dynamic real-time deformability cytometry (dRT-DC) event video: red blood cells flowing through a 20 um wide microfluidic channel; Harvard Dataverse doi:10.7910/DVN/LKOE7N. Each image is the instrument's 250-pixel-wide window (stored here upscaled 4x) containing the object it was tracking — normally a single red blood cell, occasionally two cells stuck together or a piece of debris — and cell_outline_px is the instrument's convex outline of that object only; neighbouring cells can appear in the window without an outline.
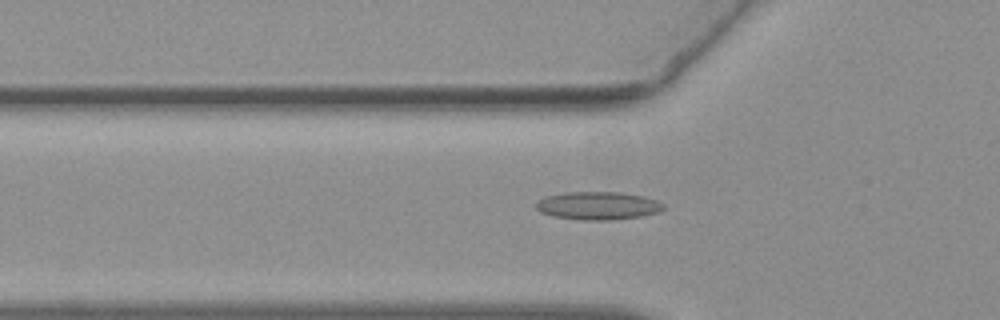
{"species": "common noctule bat (a hibernating species)", "species_latin": "Nyctalus noctula", "temperature_condition": "warm", "stored_images_in_passage": 48, "camera_frame_rate_fps": 3000, "um_per_image_px": 0.085, "animal": {"sex": "female", "body_mass_g": 19.3, "forearm_length_mm": 54.1}, "frame": {"image": 1, "passage_image": 19, "time_ms": 6.0, "image_size_px": [1000, 320], "cell_outline_px": [[664, 208], [660, 212], [640, 216], [608, 220], [584, 220], [552, 216], [540, 212], [536, 208], [536, 200], [544, 196], [564, 192], [620, 192], [644, 196], [656, 200], [664, 204]], "centroid_in_image_um": [50.79, 17.47], "position_along_channel_um": 75.0, "area_um2": 20.92}}
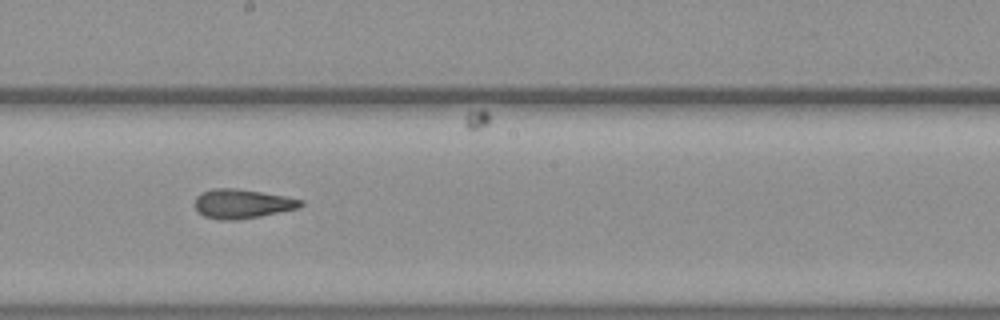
{"frame": {"image": 2, "passage_image": 31, "time_ms": 10.0, "image_size_px": [1000, 320], "cell_outline_px": [[304, 204], [300, 208], [260, 216], [236, 220], [220, 220], [204, 216], [196, 208], [196, 196], [212, 188], [236, 188], [284, 196], [304, 200]], "centroid_in_image_um": [20.62, 17.32], "position_along_channel_um": 227.6, "area_um2": 17.92}}
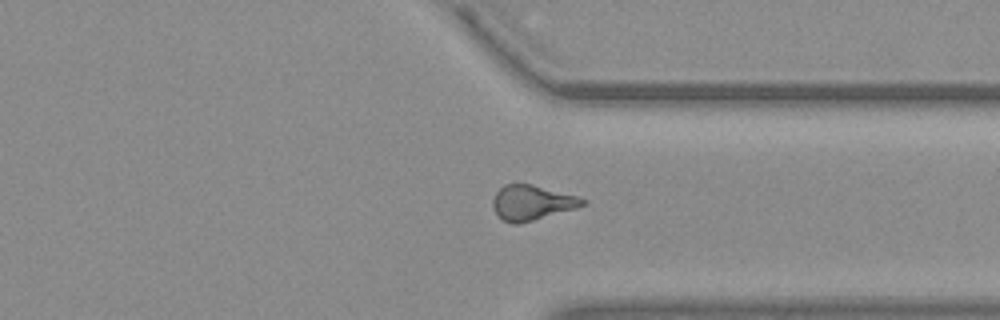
{"frame": {"image": 3, "passage_image": 42, "time_ms": 13.667, "image_size_px": [1000, 320], "cell_outline_px": [[588, 200], [584, 204], [576, 208], [532, 220], [516, 224], [512, 224], [504, 220], [496, 212], [492, 204], [492, 200], [496, 192], [504, 184], [532, 184], [576, 196]], "centroid_in_image_um": [45.19, 17.21], "position_along_channel_um": 366.2, "area_um2": 17.92}}